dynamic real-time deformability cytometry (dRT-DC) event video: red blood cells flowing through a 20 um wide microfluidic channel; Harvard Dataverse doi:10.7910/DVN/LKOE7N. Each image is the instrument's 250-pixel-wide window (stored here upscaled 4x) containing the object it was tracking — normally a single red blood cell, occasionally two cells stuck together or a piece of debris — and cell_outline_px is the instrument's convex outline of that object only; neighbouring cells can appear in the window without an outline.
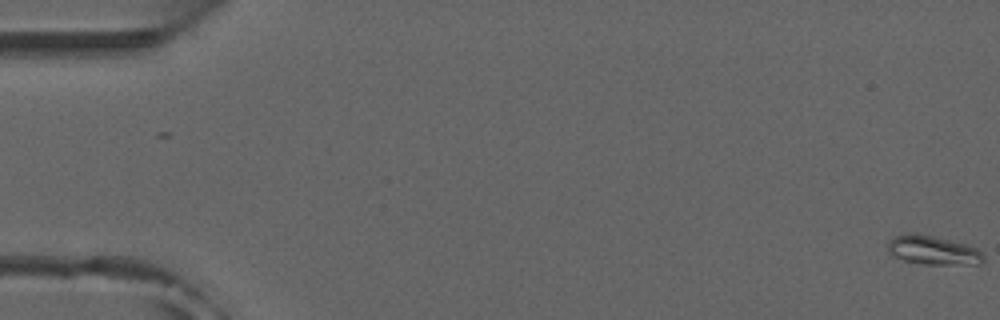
{"species": "common noctule bat (a hibernating species)", "species_latin": "Nyctalus noctula", "temperature_condition": "room temperature", "stored_images_in_passage": 53, "camera_frame_rate_fps": 3000, "um_per_image_px": 0.085, "animal": {"sex": "male", "forearm_length_mm": 52.5}, "frame": {"image": 1, "passage_image": 1, "time_ms": 0.0, "image_size_px": [1000, 320], "cell_outline_px": [[984, 260], [980, 264], [924, 264], [904, 260], [892, 256], [888, 252], [888, 240], [896, 236], [908, 232], [916, 232], [964, 244], [976, 248], [984, 252]], "centroid_in_image_um": [79.28, 21.26], "position_along_channel_um": 5.7, "area_um2": 16.18}}
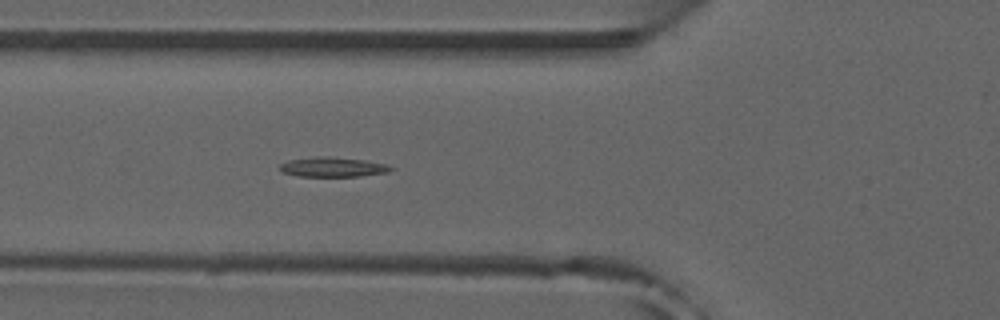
{"frame": {"image": 2, "passage_image": 20, "time_ms": 6.333, "image_size_px": [1000, 320], "cell_outline_px": [[392, 168], [388, 172], [360, 176], [296, 176], [280, 172], [280, 164], [288, 160], [320, 156], [324, 156], [364, 160], [388, 164]], "centroid_in_image_um": [28.25, 14.2], "position_along_channel_um": 97.6, "area_um2": 12.66}}
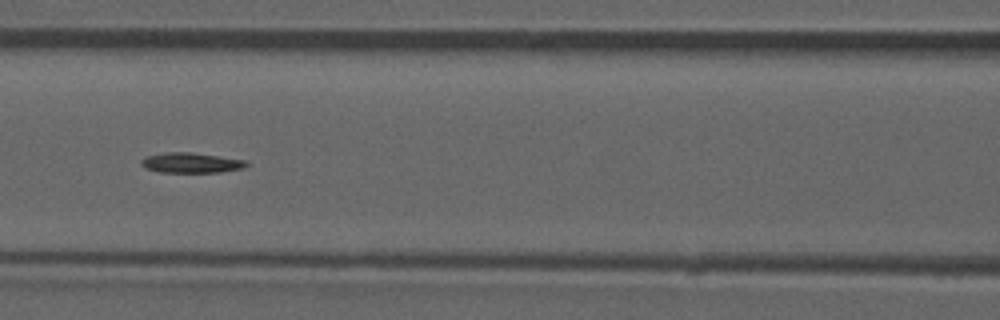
{"frame": {"image": 3, "passage_image": 24, "time_ms": 7.667, "image_size_px": [1000, 320], "cell_outline_px": [[248, 164], [244, 168], [220, 172], [160, 172], [144, 168], [140, 164], [140, 160], [148, 156], [168, 152], [192, 152], [248, 160]], "centroid_in_image_um": [16.27, 13.83], "position_along_channel_um": 150.3, "area_um2": 12.43}}